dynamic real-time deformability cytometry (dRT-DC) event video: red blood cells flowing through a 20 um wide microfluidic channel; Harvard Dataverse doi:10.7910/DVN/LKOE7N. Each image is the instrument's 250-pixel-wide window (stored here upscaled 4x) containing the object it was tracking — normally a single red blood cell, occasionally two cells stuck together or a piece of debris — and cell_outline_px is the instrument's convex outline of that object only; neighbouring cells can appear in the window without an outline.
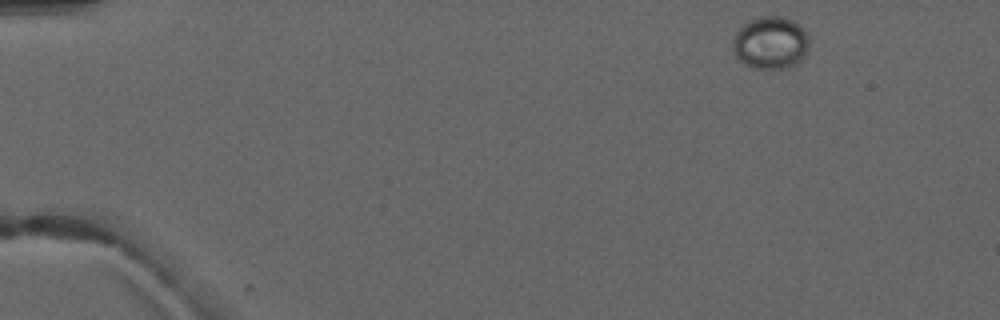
{"species": "common noctule bat (a hibernating species)", "species_latin": "Nyctalus noctula", "temperature_condition": "warm", "stored_images_in_passage": 4, "camera_frame_rate_fps": 3000, "um_per_image_px": 0.085, "animal": {"sex": "male", "forearm_length_mm": 52.5}, "frame": {"image": 1, "passage_image": 1, "time_ms": 0.0, "image_size_px": [1000, 320], "cell_outline_px": [[808, 48], [800, 60], [796, 64], [788, 68], [756, 68], [744, 64], [732, 52], [732, 44], [736, 32], [748, 20], [760, 16], [784, 16], [792, 20], [804, 28], [808, 36]], "centroid_in_image_um": [65.48, 3.62], "position_along_channel_um": 19.5, "area_um2": 23.47}}